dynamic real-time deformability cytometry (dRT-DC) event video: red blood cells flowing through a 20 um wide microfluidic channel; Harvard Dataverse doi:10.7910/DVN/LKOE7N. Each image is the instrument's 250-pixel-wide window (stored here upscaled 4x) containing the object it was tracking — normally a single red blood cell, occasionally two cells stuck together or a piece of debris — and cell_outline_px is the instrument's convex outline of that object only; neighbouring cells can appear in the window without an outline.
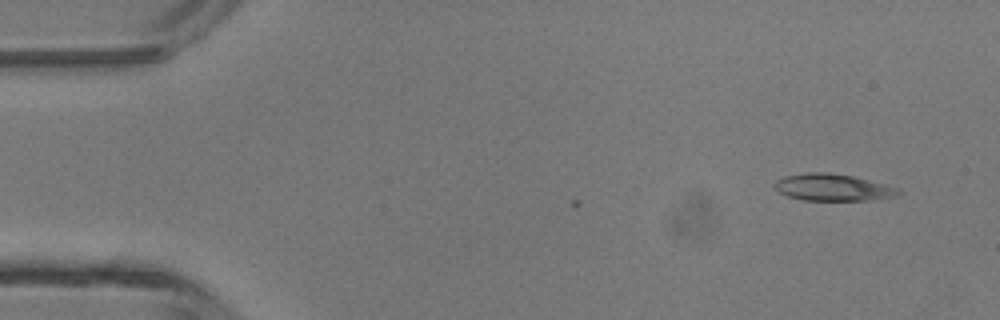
{"species": "common noctule bat (a hibernating species)", "species_latin": "Nyctalus noctula", "temperature_condition": "room temperature", "stored_images_in_passage": 5, "camera_frame_rate_fps": 3000, "um_per_image_px": 0.085, "animal": {"sex": "male", "body_mass_g": 13.3}, "frame": {"image": 1, "passage_image": 5, "time_ms": 1.333, "image_size_px": [1000, 320], "cell_outline_px": [[900, 192], [896, 196], [876, 200], [800, 200], [788, 196], [780, 192], [772, 184], [776, 180], [784, 176], [804, 172], [828, 172], [852, 176], [900, 188]], "centroid_in_image_um": [70.77, 15.93], "position_along_channel_um": 14.2, "area_um2": 19.48}}